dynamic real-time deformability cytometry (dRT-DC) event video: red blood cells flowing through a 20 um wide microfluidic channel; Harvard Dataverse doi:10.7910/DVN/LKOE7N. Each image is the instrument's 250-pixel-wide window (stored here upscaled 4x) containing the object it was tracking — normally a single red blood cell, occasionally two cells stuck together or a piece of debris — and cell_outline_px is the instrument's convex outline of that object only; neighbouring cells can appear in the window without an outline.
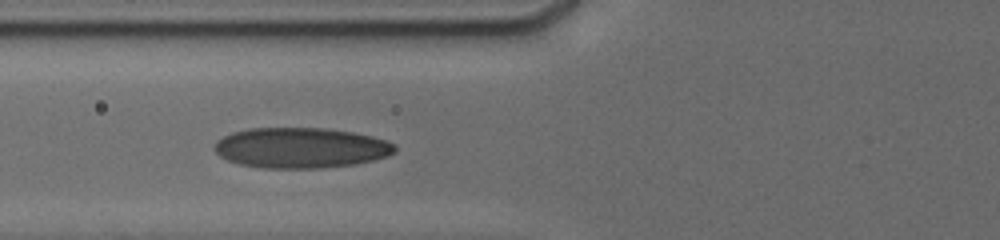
{"species": "human", "species_latin": "Homo sapiens", "temperature_condition": "cold", "stored_images_in_passage": 21, "camera_frame_rate_fps": 3000, "um_per_image_px": 0.085, "donor": {"sex": "male"}, "frame": {"image": 1, "passage_image": 6, "time_ms": 3.667, "image_size_px": [1000, 240], "cell_outline_px": [[396, 152], [388, 156], [356, 164], [320, 168], [264, 168], [240, 164], [228, 160], [220, 156], [212, 148], [212, 144], [216, 140], [232, 132], [248, 128], [324, 128], [352, 132], [372, 136], [396, 144]], "centroid_in_image_um": [25.55, 12.56], "position_along_channel_um": 100.3, "area_um2": 42.71}}
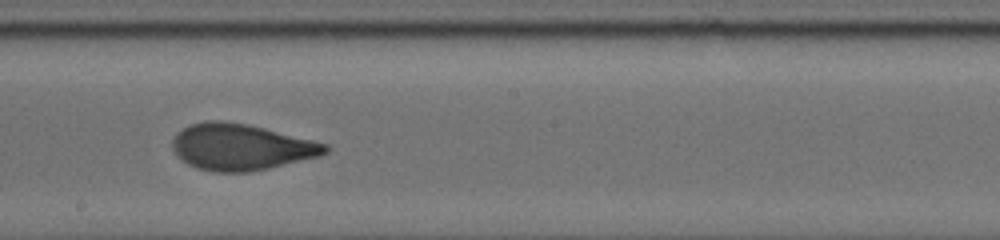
{"frame": {"image": 2, "passage_image": 12, "time_ms": 7.0, "image_size_px": [1000, 240], "cell_outline_px": [[328, 152], [320, 156], [268, 168], [248, 172], [212, 172], [196, 168], [188, 164], [172, 148], [172, 140], [176, 132], [192, 124], [204, 120], [224, 120], [248, 124], [328, 144]], "centroid_in_image_um": [20.47, 12.49], "position_along_channel_um": 227.7, "area_um2": 41.1}}
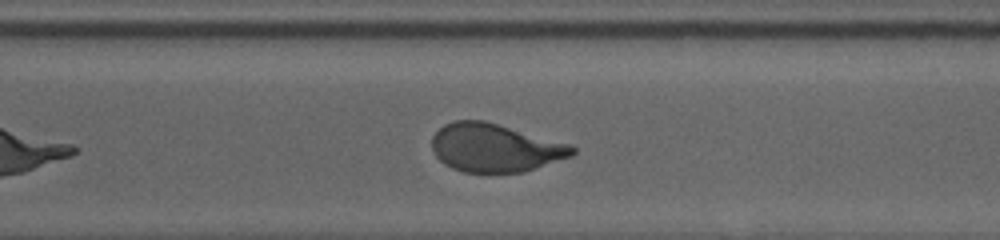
{"frame": {"image": 3, "passage_image": 18, "time_ms": 9.667, "image_size_px": [1000, 240], "cell_outline_px": [[576, 152], [572, 156], [524, 172], [464, 172], [452, 168], [444, 164], [436, 156], [432, 148], [432, 136], [444, 124], [456, 120], [484, 120], [572, 144], [576, 148]], "centroid_in_image_um": [42.09, 12.56], "position_along_channel_um": 328.5, "area_um2": 39.59}, "authors_computed_cell_mechanics": {"area_um2": 40.9224, "velocity_mm_per_s": 3.7952, "shape_relaxation_time_tau1_ms": 4.5623, "shape_relaxation_time_tau2_ms": 0.748, "deformation_change_tau1": 0.1644, "deformation_change_tau2": 0.0603}}